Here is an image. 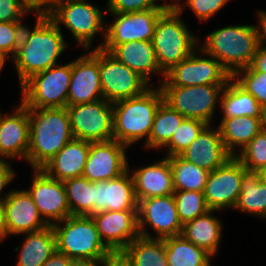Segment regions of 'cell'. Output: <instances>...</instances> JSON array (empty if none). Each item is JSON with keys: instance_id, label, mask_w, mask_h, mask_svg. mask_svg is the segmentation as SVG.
Wrapping results in <instances>:
<instances>
[{"instance_id": "obj_22", "label": "cell", "mask_w": 266, "mask_h": 266, "mask_svg": "<svg viewBox=\"0 0 266 266\" xmlns=\"http://www.w3.org/2000/svg\"><path fill=\"white\" fill-rule=\"evenodd\" d=\"M30 121L28 107L22 102L11 115L0 112V159L26 160L29 148Z\"/></svg>"}, {"instance_id": "obj_3", "label": "cell", "mask_w": 266, "mask_h": 266, "mask_svg": "<svg viewBox=\"0 0 266 266\" xmlns=\"http://www.w3.org/2000/svg\"><path fill=\"white\" fill-rule=\"evenodd\" d=\"M201 45L198 48L202 54L214 57L233 76L253 61L260 46L257 26L230 25L220 28L209 33Z\"/></svg>"}, {"instance_id": "obj_42", "label": "cell", "mask_w": 266, "mask_h": 266, "mask_svg": "<svg viewBox=\"0 0 266 266\" xmlns=\"http://www.w3.org/2000/svg\"><path fill=\"white\" fill-rule=\"evenodd\" d=\"M156 0H108L107 11L109 13H130L137 11L160 8Z\"/></svg>"}, {"instance_id": "obj_50", "label": "cell", "mask_w": 266, "mask_h": 266, "mask_svg": "<svg viewBox=\"0 0 266 266\" xmlns=\"http://www.w3.org/2000/svg\"><path fill=\"white\" fill-rule=\"evenodd\" d=\"M104 266H131L121 253H112L104 258Z\"/></svg>"}, {"instance_id": "obj_46", "label": "cell", "mask_w": 266, "mask_h": 266, "mask_svg": "<svg viewBox=\"0 0 266 266\" xmlns=\"http://www.w3.org/2000/svg\"><path fill=\"white\" fill-rule=\"evenodd\" d=\"M10 166L11 165L8 161L6 162L5 160L0 159V194L2 193V189H4L5 186H7V184H9L15 176V173ZM9 193L10 192H8L6 196L2 198L0 196V204L4 202Z\"/></svg>"}, {"instance_id": "obj_33", "label": "cell", "mask_w": 266, "mask_h": 266, "mask_svg": "<svg viewBox=\"0 0 266 266\" xmlns=\"http://www.w3.org/2000/svg\"><path fill=\"white\" fill-rule=\"evenodd\" d=\"M168 266H211L212 257L182 235L164 238Z\"/></svg>"}, {"instance_id": "obj_25", "label": "cell", "mask_w": 266, "mask_h": 266, "mask_svg": "<svg viewBox=\"0 0 266 266\" xmlns=\"http://www.w3.org/2000/svg\"><path fill=\"white\" fill-rule=\"evenodd\" d=\"M137 201L150 197L167 196L175 192L173 173L169 159H164L142 168L132 174Z\"/></svg>"}, {"instance_id": "obj_14", "label": "cell", "mask_w": 266, "mask_h": 266, "mask_svg": "<svg viewBox=\"0 0 266 266\" xmlns=\"http://www.w3.org/2000/svg\"><path fill=\"white\" fill-rule=\"evenodd\" d=\"M244 174L243 164L235 157H230L219 168L209 172L204 197L210 210L234 209Z\"/></svg>"}, {"instance_id": "obj_51", "label": "cell", "mask_w": 266, "mask_h": 266, "mask_svg": "<svg viewBox=\"0 0 266 266\" xmlns=\"http://www.w3.org/2000/svg\"><path fill=\"white\" fill-rule=\"evenodd\" d=\"M9 236L6 223H5V214L3 205L0 204V242L5 239V237Z\"/></svg>"}, {"instance_id": "obj_21", "label": "cell", "mask_w": 266, "mask_h": 266, "mask_svg": "<svg viewBox=\"0 0 266 266\" xmlns=\"http://www.w3.org/2000/svg\"><path fill=\"white\" fill-rule=\"evenodd\" d=\"M129 169L117 178L95 182V204L88 216L104 211L138 210L134 181Z\"/></svg>"}, {"instance_id": "obj_30", "label": "cell", "mask_w": 266, "mask_h": 266, "mask_svg": "<svg viewBox=\"0 0 266 266\" xmlns=\"http://www.w3.org/2000/svg\"><path fill=\"white\" fill-rule=\"evenodd\" d=\"M17 266H43L56 251V236L52 226L26 233Z\"/></svg>"}, {"instance_id": "obj_27", "label": "cell", "mask_w": 266, "mask_h": 266, "mask_svg": "<svg viewBox=\"0 0 266 266\" xmlns=\"http://www.w3.org/2000/svg\"><path fill=\"white\" fill-rule=\"evenodd\" d=\"M209 210L206 214L183 225L181 235L194 245L204 249L212 257L217 254L222 236V222Z\"/></svg>"}, {"instance_id": "obj_56", "label": "cell", "mask_w": 266, "mask_h": 266, "mask_svg": "<svg viewBox=\"0 0 266 266\" xmlns=\"http://www.w3.org/2000/svg\"><path fill=\"white\" fill-rule=\"evenodd\" d=\"M262 130L266 133V109L263 112L262 118Z\"/></svg>"}, {"instance_id": "obj_40", "label": "cell", "mask_w": 266, "mask_h": 266, "mask_svg": "<svg viewBox=\"0 0 266 266\" xmlns=\"http://www.w3.org/2000/svg\"><path fill=\"white\" fill-rule=\"evenodd\" d=\"M238 154L235 157L246 170L257 171L266 164V133L262 130Z\"/></svg>"}, {"instance_id": "obj_20", "label": "cell", "mask_w": 266, "mask_h": 266, "mask_svg": "<svg viewBox=\"0 0 266 266\" xmlns=\"http://www.w3.org/2000/svg\"><path fill=\"white\" fill-rule=\"evenodd\" d=\"M2 205L9 235L37 232L49 226L25 189L10 190Z\"/></svg>"}, {"instance_id": "obj_9", "label": "cell", "mask_w": 266, "mask_h": 266, "mask_svg": "<svg viewBox=\"0 0 266 266\" xmlns=\"http://www.w3.org/2000/svg\"><path fill=\"white\" fill-rule=\"evenodd\" d=\"M226 84L196 86H159L163 100L185 118L198 119L208 125L214 115L218 97Z\"/></svg>"}, {"instance_id": "obj_17", "label": "cell", "mask_w": 266, "mask_h": 266, "mask_svg": "<svg viewBox=\"0 0 266 266\" xmlns=\"http://www.w3.org/2000/svg\"><path fill=\"white\" fill-rule=\"evenodd\" d=\"M126 147L115 139L90 142L82 176L91 182L119 177L129 169Z\"/></svg>"}, {"instance_id": "obj_23", "label": "cell", "mask_w": 266, "mask_h": 266, "mask_svg": "<svg viewBox=\"0 0 266 266\" xmlns=\"http://www.w3.org/2000/svg\"><path fill=\"white\" fill-rule=\"evenodd\" d=\"M180 156L209 172L219 168L232 155L226 150L219 128L207 125Z\"/></svg>"}, {"instance_id": "obj_2", "label": "cell", "mask_w": 266, "mask_h": 266, "mask_svg": "<svg viewBox=\"0 0 266 266\" xmlns=\"http://www.w3.org/2000/svg\"><path fill=\"white\" fill-rule=\"evenodd\" d=\"M29 148L26 161L41 169L67 143L74 139L66 107L28 108Z\"/></svg>"}, {"instance_id": "obj_48", "label": "cell", "mask_w": 266, "mask_h": 266, "mask_svg": "<svg viewBox=\"0 0 266 266\" xmlns=\"http://www.w3.org/2000/svg\"><path fill=\"white\" fill-rule=\"evenodd\" d=\"M75 262L70 257L56 250L43 266H74Z\"/></svg>"}, {"instance_id": "obj_36", "label": "cell", "mask_w": 266, "mask_h": 266, "mask_svg": "<svg viewBox=\"0 0 266 266\" xmlns=\"http://www.w3.org/2000/svg\"><path fill=\"white\" fill-rule=\"evenodd\" d=\"M71 215L88 216L94 209L95 182L84 176L63 181Z\"/></svg>"}, {"instance_id": "obj_47", "label": "cell", "mask_w": 266, "mask_h": 266, "mask_svg": "<svg viewBox=\"0 0 266 266\" xmlns=\"http://www.w3.org/2000/svg\"><path fill=\"white\" fill-rule=\"evenodd\" d=\"M250 67L256 72L266 73V48L259 46Z\"/></svg>"}, {"instance_id": "obj_5", "label": "cell", "mask_w": 266, "mask_h": 266, "mask_svg": "<svg viewBox=\"0 0 266 266\" xmlns=\"http://www.w3.org/2000/svg\"><path fill=\"white\" fill-rule=\"evenodd\" d=\"M52 227L56 250L74 261L98 260L112 254L101 241L91 216L71 215Z\"/></svg>"}, {"instance_id": "obj_44", "label": "cell", "mask_w": 266, "mask_h": 266, "mask_svg": "<svg viewBox=\"0 0 266 266\" xmlns=\"http://www.w3.org/2000/svg\"><path fill=\"white\" fill-rule=\"evenodd\" d=\"M29 12L21 0H0V22H21Z\"/></svg>"}, {"instance_id": "obj_43", "label": "cell", "mask_w": 266, "mask_h": 266, "mask_svg": "<svg viewBox=\"0 0 266 266\" xmlns=\"http://www.w3.org/2000/svg\"><path fill=\"white\" fill-rule=\"evenodd\" d=\"M229 0H186L185 4L193 10L200 20H208Z\"/></svg>"}, {"instance_id": "obj_11", "label": "cell", "mask_w": 266, "mask_h": 266, "mask_svg": "<svg viewBox=\"0 0 266 266\" xmlns=\"http://www.w3.org/2000/svg\"><path fill=\"white\" fill-rule=\"evenodd\" d=\"M99 72L103 99L111 103L139 96L151 87L138 73L101 48Z\"/></svg>"}, {"instance_id": "obj_29", "label": "cell", "mask_w": 266, "mask_h": 266, "mask_svg": "<svg viewBox=\"0 0 266 266\" xmlns=\"http://www.w3.org/2000/svg\"><path fill=\"white\" fill-rule=\"evenodd\" d=\"M218 128L226 150L235 156L237 155V151L234 150L236 147L242 150L262 131V118L239 116L222 119Z\"/></svg>"}, {"instance_id": "obj_16", "label": "cell", "mask_w": 266, "mask_h": 266, "mask_svg": "<svg viewBox=\"0 0 266 266\" xmlns=\"http://www.w3.org/2000/svg\"><path fill=\"white\" fill-rule=\"evenodd\" d=\"M31 188L27 189L41 217L52 226L71 216L62 181L48 176L42 169H33Z\"/></svg>"}, {"instance_id": "obj_8", "label": "cell", "mask_w": 266, "mask_h": 266, "mask_svg": "<svg viewBox=\"0 0 266 266\" xmlns=\"http://www.w3.org/2000/svg\"><path fill=\"white\" fill-rule=\"evenodd\" d=\"M55 24L64 25L73 34L80 46L90 49L93 37L102 32L105 38L102 11L86 0H57L54 8L47 14Z\"/></svg>"}, {"instance_id": "obj_41", "label": "cell", "mask_w": 266, "mask_h": 266, "mask_svg": "<svg viewBox=\"0 0 266 266\" xmlns=\"http://www.w3.org/2000/svg\"><path fill=\"white\" fill-rule=\"evenodd\" d=\"M23 28L22 22H0V51L7 59L16 54Z\"/></svg>"}, {"instance_id": "obj_4", "label": "cell", "mask_w": 266, "mask_h": 266, "mask_svg": "<svg viewBox=\"0 0 266 266\" xmlns=\"http://www.w3.org/2000/svg\"><path fill=\"white\" fill-rule=\"evenodd\" d=\"M163 101L160 87H150L139 96L114 102L113 139L126 146L144 137L147 142L155 114Z\"/></svg>"}, {"instance_id": "obj_13", "label": "cell", "mask_w": 266, "mask_h": 266, "mask_svg": "<svg viewBox=\"0 0 266 266\" xmlns=\"http://www.w3.org/2000/svg\"><path fill=\"white\" fill-rule=\"evenodd\" d=\"M137 217L140 236L164 239L182 233L183 225L178 217L173 194L139 200ZM146 224L155 231L156 237L146 230Z\"/></svg>"}, {"instance_id": "obj_18", "label": "cell", "mask_w": 266, "mask_h": 266, "mask_svg": "<svg viewBox=\"0 0 266 266\" xmlns=\"http://www.w3.org/2000/svg\"><path fill=\"white\" fill-rule=\"evenodd\" d=\"M103 99L99 72V48L71 62V79L67 106Z\"/></svg>"}, {"instance_id": "obj_34", "label": "cell", "mask_w": 266, "mask_h": 266, "mask_svg": "<svg viewBox=\"0 0 266 266\" xmlns=\"http://www.w3.org/2000/svg\"><path fill=\"white\" fill-rule=\"evenodd\" d=\"M184 119L183 115L163 101L155 114L151 133L148 141L145 142V147L147 149L163 148Z\"/></svg>"}, {"instance_id": "obj_6", "label": "cell", "mask_w": 266, "mask_h": 266, "mask_svg": "<svg viewBox=\"0 0 266 266\" xmlns=\"http://www.w3.org/2000/svg\"><path fill=\"white\" fill-rule=\"evenodd\" d=\"M179 11H165L155 26L152 44L159 68L168 72L191 55L198 40L181 20Z\"/></svg>"}, {"instance_id": "obj_24", "label": "cell", "mask_w": 266, "mask_h": 266, "mask_svg": "<svg viewBox=\"0 0 266 266\" xmlns=\"http://www.w3.org/2000/svg\"><path fill=\"white\" fill-rule=\"evenodd\" d=\"M101 49L138 73L148 83L152 74L165 73L159 68L152 41H129L120 45H102Z\"/></svg>"}, {"instance_id": "obj_28", "label": "cell", "mask_w": 266, "mask_h": 266, "mask_svg": "<svg viewBox=\"0 0 266 266\" xmlns=\"http://www.w3.org/2000/svg\"><path fill=\"white\" fill-rule=\"evenodd\" d=\"M220 107L223 118L249 116L263 118L264 109L250 93L242 88L233 78L225 85L221 92Z\"/></svg>"}, {"instance_id": "obj_54", "label": "cell", "mask_w": 266, "mask_h": 266, "mask_svg": "<svg viewBox=\"0 0 266 266\" xmlns=\"http://www.w3.org/2000/svg\"><path fill=\"white\" fill-rule=\"evenodd\" d=\"M262 181L266 182V164L257 170Z\"/></svg>"}, {"instance_id": "obj_53", "label": "cell", "mask_w": 266, "mask_h": 266, "mask_svg": "<svg viewBox=\"0 0 266 266\" xmlns=\"http://www.w3.org/2000/svg\"><path fill=\"white\" fill-rule=\"evenodd\" d=\"M74 266H104V258L90 261H76Z\"/></svg>"}, {"instance_id": "obj_32", "label": "cell", "mask_w": 266, "mask_h": 266, "mask_svg": "<svg viewBox=\"0 0 266 266\" xmlns=\"http://www.w3.org/2000/svg\"><path fill=\"white\" fill-rule=\"evenodd\" d=\"M234 209L266 218V182L260 179L257 171L244 168L240 194Z\"/></svg>"}, {"instance_id": "obj_38", "label": "cell", "mask_w": 266, "mask_h": 266, "mask_svg": "<svg viewBox=\"0 0 266 266\" xmlns=\"http://www.w3.org/2000/svg\"><path fill=\"white\" fill-rule=\"evenodd\" d=\"M208 124L198 120L185 118L164 146L168 148L166 157L180 155L200 134Z\"/></svg>"}, {"instance_id": "obj_35", "label": "cell", "mask_w": 266, "mask_h": 266, "mask_svg": "<svg viewBox=\"0 0 266 266\" xmlns=\"http://www.w3.org/2000/svg\"><path fill=\"white\" fill-rule=\"evenodd\" d=\"M167 158L173 173L175 191L204 192L209 171L183 159L180 155Z\"/></svg>"}, {"instance_id": "obj_37", "label": "cell", "mask_w": 266, "mask_h": 266, "mask_svg": "<svg viewBox=\"0 0 266 266\" xmlns=\"http://www.w3.org/2000/svg\"><path fill=\"white\" fill-rule=\"evenodd\" d=\"M182 225L206 214L210 209L207 207L203 192L198 191H175L173 193Z\"/></svg>"}, {"instance_id": "obj_7", "label": "cell", "mask_w": 266, "mask_h": 266, "mask_svg": "<svg viewBox=\"0 0 266 266\" xmlns=\"http://www.w3.org/2000/svg\"><path fill=\"white\" fill-rule=\"evenodd\" d=\"M71 62L33 74L21 85V102L28 108L67 107Z\"/></svg>"}, {"instance_id": "obj_55", "label": "cell", "mask_w": 266, "mask_h": 266, "mask_svg": "<svg viewBox=\"0 0 266 266\" xmlns=\"http://www.w3.org/2000/svg\"><path fill=\"white\" fill-rule=\"evenodd\" d=\"M7 58L3 55V53L0 51V72L2 71L4 64L6 62Z\"/></svg>"}, {"instance_id": "obj_1", "label": "cell", "mask_w": 266, "mask_h": 266, "mask_svg": "<svg viewBox=\"0 0 266 266\" xmlns=\"http://www.w3.org/2000/svg\"><path fill=\"white\" fill-rule=\"evenodd\" d=\"M36 18L33 30L24 26L20 44L12 58L21 85L33 74L58 65L57 60L67 44L60 26L47 14H38Z\"/></svg>"}, {"instance_id": "obj_31", "label": "cell", "mask_w": 266, "mask_h": 266, "mask_svg": "<svg viewBox=\"0 0 266 266\" xmlns=\"http://www.w3.org/2000/svg\"><path fill=\"white\" fill-rule=\"evenodd\" d=\"M163 239L136 237L120 253L131 266H168Z\"/></svg>"}, {"instance_id": "obj_19", "label": "cell", "mask_w": 266, "mask_h": 266, "mask_svg": "<svg viewBox=\"0 0 266 266\" xmlns=\"http://www.w3.org/2000/svg\"><path fill=\"white\" fill-rule=\"evenodd\" d=\"M137 211H104L91 216L101 241L112 253H120L139 236Z\"/></svg>"}, {"instance_id": "obj_26", "label": "cell", "mask_w": 266, "mask_h": 266, "mask_svg": "<svg viewBox=\"0 0 266 266\" xmlns=\"http://www.w3.org/2000/svg\"><path fill=\"white\" fill-rule=\"evenodd\" d=\"M89 149V141L73 139L41 169L48 176L62 182L80 177L83 175Z\"/></svg>"}, {"instance_id": "obj_10", "label": "cell", "mask_w": 266, "mask_h": 266, "mask_svg": "<svg viewBox=\"0 0 266 266\" xmlns=\"http://www.w3.org/2000/svg\"><path fill=\"white\" fill-rule=\"evenodd\" d=\"M74 139L89 142L113 139V103L100 99L66 107Z\"/></svg>"}, {"instance_id": "obj_52", "label": "cell", "mask_w": 266, "mask_h": 266, "mask_svg": "<svg viewBox=\"0 0 266 266\" xmlns=\"http://www.w3.org/2000/svg\"><path fill=\"white\" fill-rule=\"evenodd\" d=\"M174 1H175V3H169V4L165 3L163 5L162 4L159 5V7L163 11H175V12L179 11L182 14V11L184 10V7H186V6H182V4L180 5V3L178 2L179 0H174ZM163 2H166V0H164Z\"/></svg>"}, {"instance_id": "obj_45", "label": "cell", "mask_w": 266, "mask_h": 266, "mask_svg": "<svg viewBox=\"0 0 266 266\" xmlns=\"http://www.w3.org/2000/svg\"><path fill=\"white\" fill-rule=\"evenodd\" d=\"M22 3L35 14H48L55 6L57 0H21ZM43 6V7H42Z\"/></svg>"}, {"instance_id": "obj_15", "label": "cell", "mask_w": 266, "mask_h": 266, "mask_svg": "<svg viewBox=\"0 0 266 266\" xmlns=\"http://www.w3.org/2000/svg\"><path fill=\"white\" fill-rule=\"evenodd\" d=\"M164 12L161 8H152L130 13H110L116 20L105 28L103 43L96 48L129 41H152L158 18Z\"/></svg>"}, {"instance_id": "obj_39", "label": "cell", "mask_w": 266, "mask_h": 266, "mask_svg": "<svg viewBox=\"0 0 266 266\" xmlns=\"http://www.w3.org/2000/svg\"><path fill=\"white\" fill-rule=\"evenodd\" d=\"M232 78L266 109V73L256 72L249 66L238 70Z\"/></svg>"}, {"instance_id": "obj_49", "label": "cell", "mask_w": 266, "mask_h": 266, "mask_svg": "<svg viewBox=\"0 0 266 266\" xmlns=\"http://www.w3.org/2000/svg\"><path fill=\"white\" fill-rule=\"evenodd\" d=\"M260 25L257 26L259 45L266 48V11H257Z\"/></svg>"}, {"instance_id": "obj_12", "label": "cell", "mask_w": 266, "mask_h": 266, "mask_svg": "<svg viewBox=\"0 0 266 266\" xmlns=\"http://www.w3.org/2000/svg\"><path fill=\"white\" fill-rule=\"evenodd\" d=\"M197 49L174 65L165 73L161 86H196L208 84H227L232 78L230 73L211 55L206 58L196 56ZM209 56V58L207 57Z\"/></svg>"}]
</instances>
